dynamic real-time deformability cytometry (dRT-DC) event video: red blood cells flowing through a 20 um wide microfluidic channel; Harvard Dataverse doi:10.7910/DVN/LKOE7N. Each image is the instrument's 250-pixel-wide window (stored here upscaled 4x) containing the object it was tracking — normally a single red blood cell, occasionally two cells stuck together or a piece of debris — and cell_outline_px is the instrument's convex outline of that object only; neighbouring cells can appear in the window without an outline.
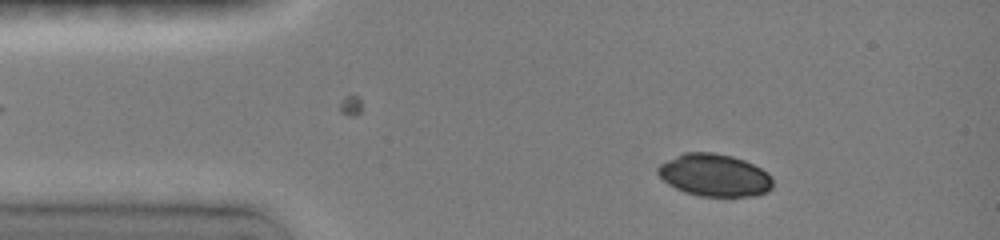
{"species": "common noctule bat (a hibernating species)", "species_latin": "Nyctalus noctula", "temperature_condition": "room temperature", "stored_images_in_passage": 34, "camera_frame_rate_fps": 3000, "um_per_image_px": 0.085, "animal": {"sex": "female", "body_mass_g": 19.0, "forearm_length_mm": 51.5}, "frame": {"image": 1, "passage_image": 7, "time_ms": 1.333, "image_size_px": [1000, 240], "cell_outline_px": [[772, 188], [768, 192], [756, 196], [700, 196], [684, 192], [668, 184], [656, 172], [656, 168], [660, 164], [684, 152], [712, 152], [732, 156], [744, 160], [768, 172], [772, 176]], "centroid_in_image_um": [60.75, 14.89], "position_along_channel_um": 24.3, "area_um2": 28.5}}
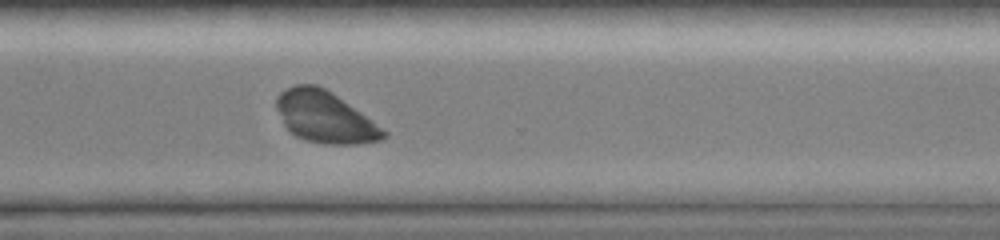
{"frame": {"image": 2, "passage_image": 29, "time_ms": 10.667, "image_size_px": [1000, 240], "cell_outline_px": [[388, 136], [380, 140], [356, 144], [324, 144], [304, 140], [296, 136], [284, 124], [276, 108], [276, 96], [280, 92], [296, 84], [316, 84], [324, 88], [336, 96], [388, 132]], "centroid_in_image_um": [27.59, 9.96], "position_along_channel_um": 343.0, "area_um2": 31.56}}
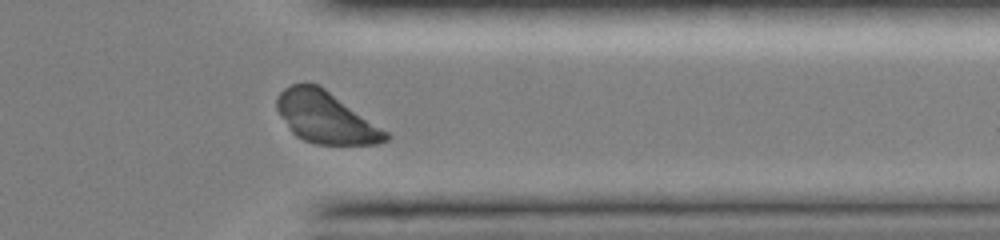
{"frame": {"image": 3, "passage_image": 31, "time_ms": 11.667, "image_size_px": [1000, 240], "cell_outline_px": [[392, 136], [388, 140], [376, 144], [316, 144], [304, 140], [296, 136], [288, 128], [276, 108], [276, 96], [284, 88], [292, 84], [320, 84], [388, 132]], "centroid_in_image_um": [27.68, 9.98], "position_along_channel_um": 383.7, "area_um2": 32.66}}